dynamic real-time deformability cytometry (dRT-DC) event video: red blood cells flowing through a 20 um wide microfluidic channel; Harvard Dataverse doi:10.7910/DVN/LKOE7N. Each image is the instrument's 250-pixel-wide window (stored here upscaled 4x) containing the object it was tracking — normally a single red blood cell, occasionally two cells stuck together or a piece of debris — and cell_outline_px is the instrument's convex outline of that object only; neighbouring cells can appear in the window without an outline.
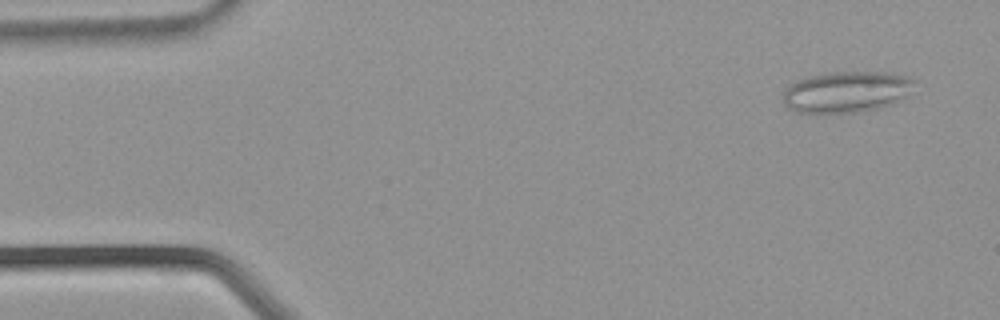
{"species": "common noctule bat (a hibernating species)", "species_latin": "Nyctalus noctula", "temperature_condition": "warm", "stored_images_in_passage": 36, "camera_frame_rate_fps": 3000, "um_per_image_px": 0.085, "animal": {"sex": "male", "body_mass_g": 21.5, "forearm_length_mm": 52.0}, "frame": {"image": 1, "passage_image": 2, "time_ms": 0.333, "image_size_px": [1000, 320], "cell_outline_px": [[916, 80], [908, 96], [892, 104], [876, 108], [856, 112], [796, 112], [784, 108], [784, 92], [796, 80], [808, 76], [828, 72], [884, 72], [908, 76]], "centroid_in_image_um": [71.96, 7.8], "position_along_channel_um": 13.0, "area_um2": 31.5}}
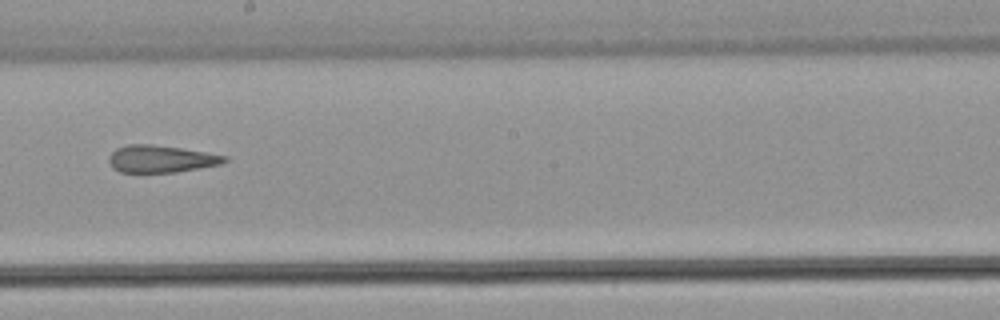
{"frame": {"image": 2, "passage_image": 20, "time_ms": 6.333, "image_size_px": [1000, 320], "cell_outline_px": [[228, 160], [220, 164], [200, 168], [176, 172], [120, 172], [112, 168], [108, 160], [108, 156], [116, 148], [128, 144], [152, 144], [180, 148], [228, 156]], "centroid_in_image_um": [13.65, 13.5], "position_along_channel_um": 234.6, "area_um2": 18.32}}
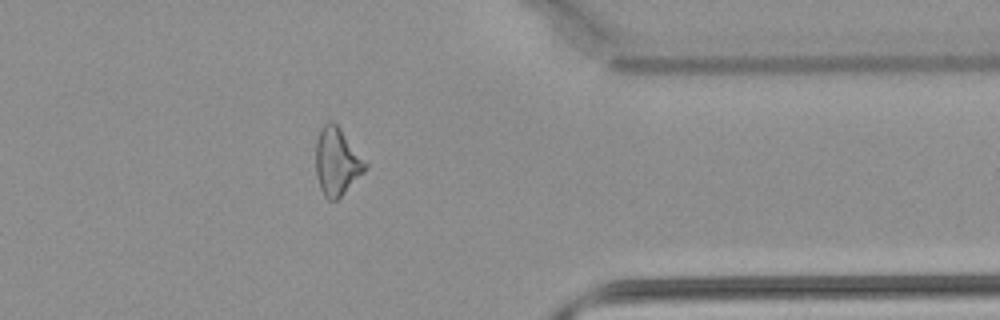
{"frame": {"image": 3, "passage_image": 29, "time_ms": 9.333, "image_size_px": [1000, 320], "cell_outline_px": [[368, 168], [336, 200], [328, 200], [324, 196], [320, 188], [316, 176], [316, 140], [324, 124], [328, 120], [332, 120], [340, 128], [368, 164]], "centroid_in_image_um": [28.63, 13.73], "position_along_channel_um": 382.8, "area_um2": 19.31}}